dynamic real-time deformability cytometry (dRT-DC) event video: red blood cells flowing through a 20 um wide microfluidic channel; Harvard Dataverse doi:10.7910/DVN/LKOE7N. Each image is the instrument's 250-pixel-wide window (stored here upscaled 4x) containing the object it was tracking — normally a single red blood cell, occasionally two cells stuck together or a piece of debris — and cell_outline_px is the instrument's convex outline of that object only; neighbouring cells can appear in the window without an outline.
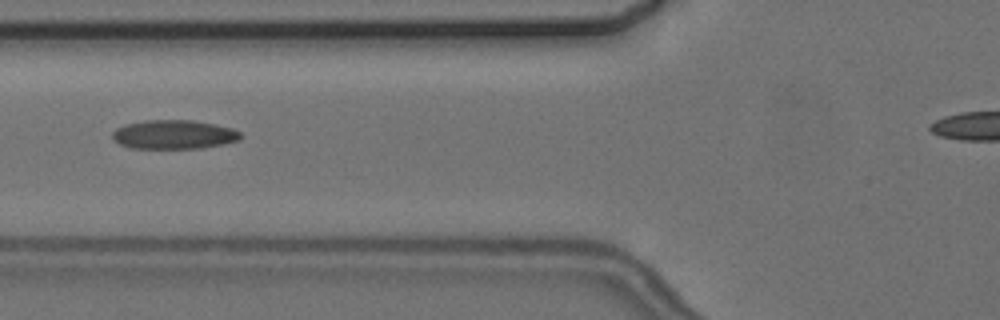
{"species": "common noctule bat (a hibernating species)", "species_latin": "Nyctalus noctula", "temperature_condition": "cold", "stored_images_in_passage": 4, "camera_frame_rate_fps": 3000, "um_per_image_px": 0.085, "animal": {"sex": "female", "body_mass_g": 24.6, "forearm_length_mm": 56.2}, "frame": {"image": 1, "passage_image": 2, "time_ms": 1.333, "image_size_px": [1000, 320], "cell_outline_px": [[244, 136], [240, 140], [224, 144], [200, 148], [132, 148], [120, 144], [112, 136], [112, 132], [116, 128], [124, 124], [144, 120], [192, 120], [216, 124], [232, 128], [240, 132]], "centroid_in_image_um": [14.81, 11.42], "position_along_channel_um": 111.0, "area_um2": 21.79}}
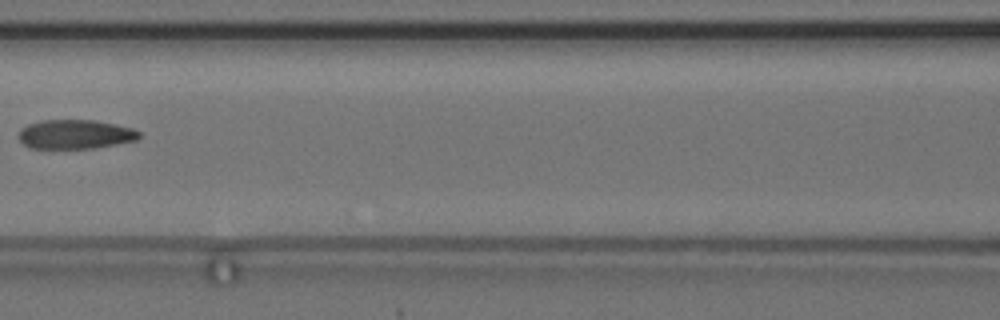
{"frame": {"image": 2, "passage_image": 3, "time_ms": 2.667, "image_size_px": [1000, 320], "cell_outline_px": [[140, 136], [136, 140], [96, 148], [32, 148], [24, 144], [16, 136], [20, 128], [28, 124], [40, 120], [92, 120], [132, 128], [140, 132]], "centroid_in_image_um": [6.34, 11.41], "position_along_channel_um": 160.3, "area_um2": 20.46}}